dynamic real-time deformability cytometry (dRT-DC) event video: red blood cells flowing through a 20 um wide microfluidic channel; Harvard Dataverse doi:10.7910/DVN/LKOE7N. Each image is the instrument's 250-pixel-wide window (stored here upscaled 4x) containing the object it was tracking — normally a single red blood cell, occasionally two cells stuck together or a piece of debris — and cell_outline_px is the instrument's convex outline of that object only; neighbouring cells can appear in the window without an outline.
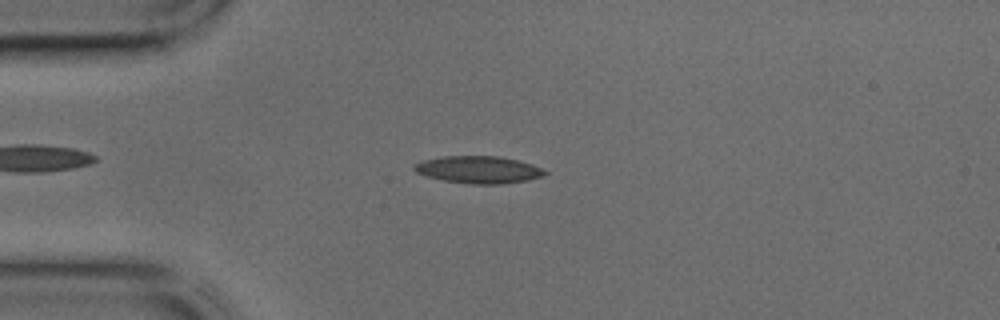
{"species": "common noctule bat (a hibernating species)", "species_latin": "Nyctalus noctula", "temperature_condition": "cold", "stored_images_in_passage": 6, "camera_frame_rate_fps": 3000, "um_per_image_px": 0.085, "animal": {"sex": "male", "body_mass_g": 17.9, "forearm_length_mm": 54.2}, "frame": {"image": 1, "passage_image": 1, "time_ms": 0.0, "image_size_px": [1000, 320], "cell_outline_px": [[548, 172], [544, 176], [528, 180], [500, 184], [472, 184], [444, 180], [428, 176], [416, 172], [412, 168], [412, 164], [420, 160], [444, 156], [500, 156], [532, 164], [544, 168]], "centroid_in_image_um": [40.68, 14.41], "position_along_channel_um": 44.3, "area_um2": 20.87}}